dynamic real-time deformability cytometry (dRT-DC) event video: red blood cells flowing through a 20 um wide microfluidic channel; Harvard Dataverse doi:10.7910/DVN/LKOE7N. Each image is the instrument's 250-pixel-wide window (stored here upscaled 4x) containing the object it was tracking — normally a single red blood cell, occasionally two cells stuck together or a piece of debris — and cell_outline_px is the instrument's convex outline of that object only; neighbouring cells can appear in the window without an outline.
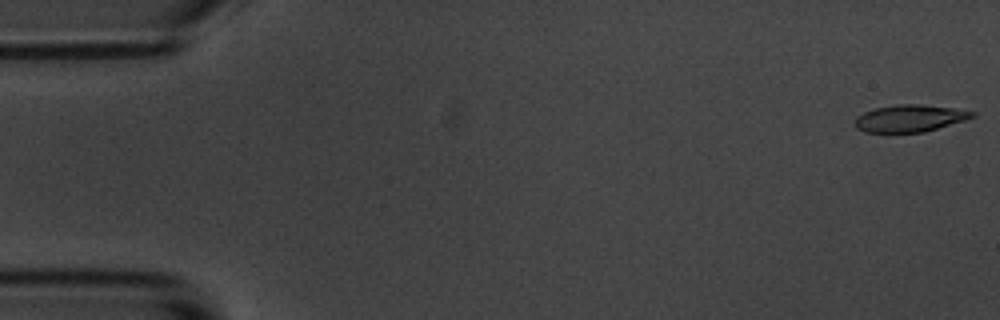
{"species": "common noctule bat (a hibernating species)", "species_latin": "Nyctalus noctula", "temperature_condition": "room temperature", "stored_images_in_passage": 5, "camera_frame_rate_fps": 3000, "um_per_image_px": 0.085, "animal": {"sex": "male", "body_mass_g": 20.1, "forearm_length_mm": 53.5}, "frame": {"image": 1, "passage_image": 1, "time_ms": 0.0, "image_size_px": [1000, 320], "cell_outline_px": [[976, 116], [964, 120], [924, 132], [864, 132], [856, 128], [856, 116], [864, 112], [876, 108], [896, 104], [920, 104], [952, 108], [976, 112]], "centroid_in_image_um": [77.32, 10.05], "position_along_channel_um": 7.7, "area_um2": 18.32}}
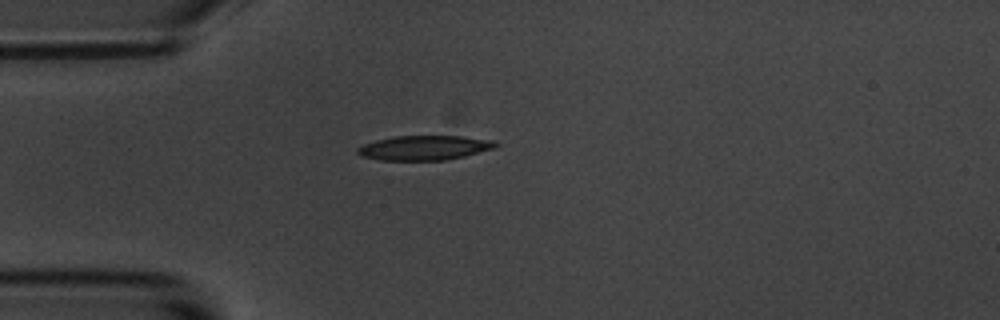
{"frame": {"image": 2, "passage_image": 5, "time_ms": 4.667, "image_size_px": [1000, 320], "cell_outline_px": [[500, 144], [496, 148], [464, 156], [444, 160], [380, 160], [360, 156], [356, 152], [356, 148], [364, 144], [376, 140], [396, 136], [460, 136], [492, 140]], "centroid_in_image_um": [36.06, 12.56], "position_along_channel_um": 48.9, "area_um2": 19.77}}